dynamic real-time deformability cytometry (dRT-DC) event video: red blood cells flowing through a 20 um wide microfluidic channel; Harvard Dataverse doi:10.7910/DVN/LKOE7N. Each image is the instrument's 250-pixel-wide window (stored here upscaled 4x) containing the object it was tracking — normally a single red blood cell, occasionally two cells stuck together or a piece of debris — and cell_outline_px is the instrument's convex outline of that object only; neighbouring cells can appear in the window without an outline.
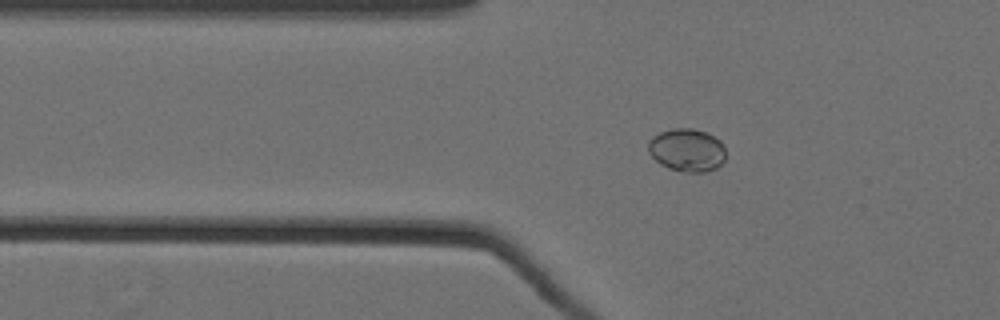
{"species": "Egyptian fruit bat (a non-hibernating species)", "species_latin": "Rousettus aegyptiacus", "temperature_condition": "cold", "stored_images_in_passage": 62, "camera_frame_rate_fps": 3000, "um_per_image_px": 0.085, "animal": {"sex": "female"}, "frame": {"image": 1, "passage_image": 24, "time_ms": 7.667, "image_size_px": [1000, 320], "cell_outline_px": [[724, 160], [716, 168], [704, 172], [684, 172], [668, 168], [660, 164], [648, 152], [648, 140], [652, 136], [660, 132], [672, 128], [692, 128], [704, 132], [720, 140], [724, 148]], "centroid_in_image_um": [58.36, 12.75], "position_along_channel_um": 67.4, "area_um2": 19.36}}
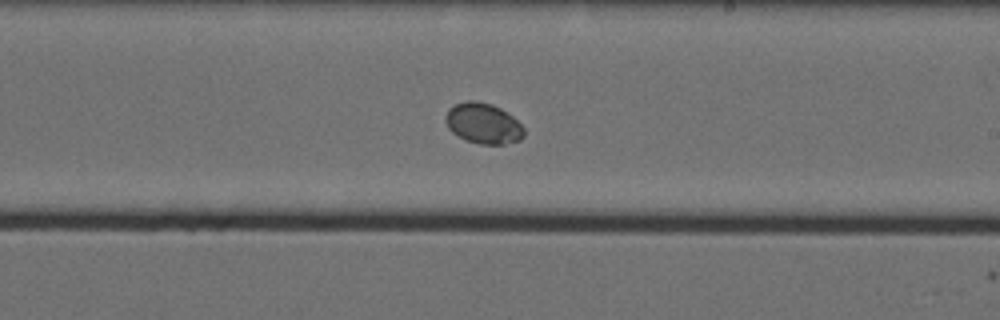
{"frame": {"image": 2, "passage_image": 40, "time_ms": 13.0, "image_size_px": [1000, 320], "cell_outline_px": [[524, 136], [520, 140], [504, 144], [480, 144], [468, 140], [452, 132], [448, 128], [444, 120], [444, 116], [448, 108], [456, 104], [468, 100], [476, 100], [492, 104], [500, 108], [512, 116], [524, 128]], "centroid_in_image_um": [41.06, 10.48], "position_along_channel_um": 247.9, "area_um2": 18.55}}
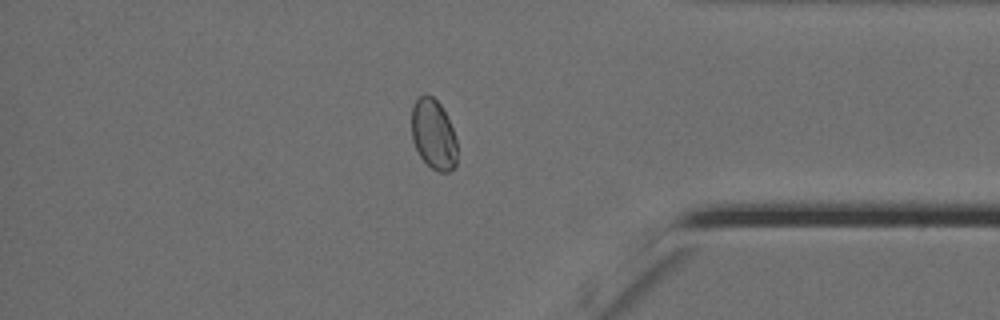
{"frame": {"image": 3, "passage_image": 54, "time_ms": 17.667, "image_size_px": [1000, 320], "cell_outline_px": [[456, 164], [448, 172], [440, 172], [432, 168], [420, 156], [412, 140], [412, 108], [416, 100], [420, 96], [432, 96], [440, 104], [452, 128], [456, 140]], "centroid_in_image_um": [36.84, 11.43], "position_along_channel_um": 398.4, "area_um2": 18.21}}